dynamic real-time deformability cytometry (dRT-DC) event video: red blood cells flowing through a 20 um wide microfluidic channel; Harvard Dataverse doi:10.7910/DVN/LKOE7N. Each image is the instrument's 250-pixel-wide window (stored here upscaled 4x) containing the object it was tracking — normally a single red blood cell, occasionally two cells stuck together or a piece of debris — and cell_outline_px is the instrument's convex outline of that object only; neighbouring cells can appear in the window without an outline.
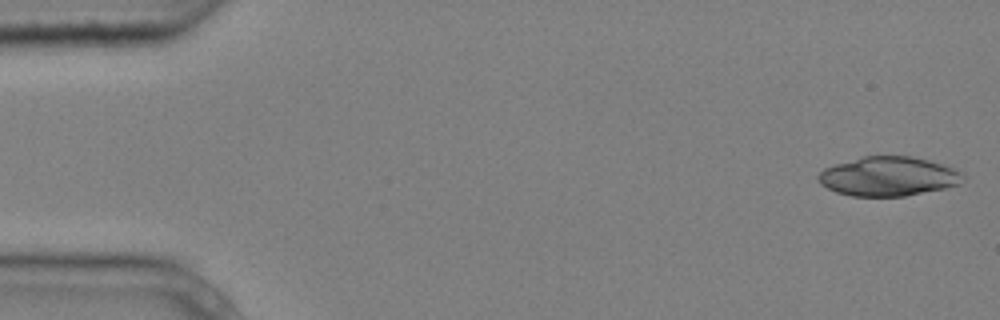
{"species": "common noctule bat (a hibernating species)", "species_latin": "Nyctalus noctula", "temperature_condition": "cold", "stored_images_in_passage": 5, "camera_frame_rate_fps": 3000, "um_per_image_px": 0.085, "animal": {"sex": "male", "body_mass_g": 20.4}, "frame": {"image": 1, "passage_image": 1, "time_ms": 0.0, "image_size_px": [1000, 320], "cell_outline_px": [[964, 176], [960, 184], [944, 188], [904, 196], [852, 196], [836, 192], [820, 184], [816, 176], [824, 168], [836, 164], [864, 156], [912, 156], [928, 160], [956, 168], [964, 172]], "centroid_in_image_um": [75.53, 14.99], "position_along_channel_um": 9.5, "area_um2": 33.12}}
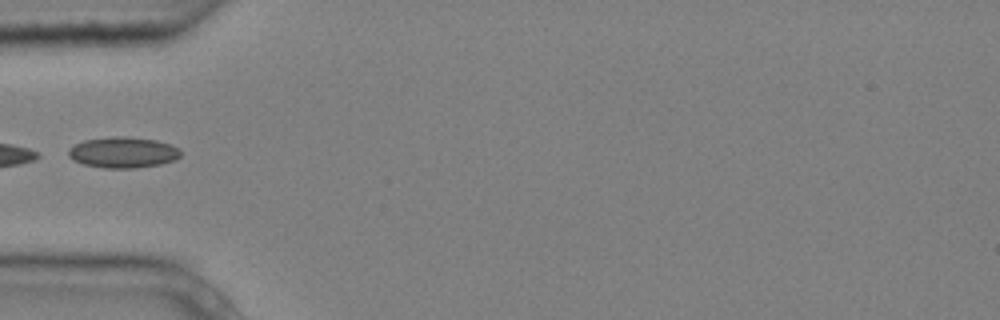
{"frame": {"image": 2, "passage_image": 5, "time_ms": 1.333, "image_size_px": [1000, 320], "cell_outline_px": [[180, 156], [176, 160], [160, 164], [136, 168], [104, 168], [84, 164], [72, 160], [68, 156], [68, 148], [84, 140], [112, 136], [124, 136], [156, 140], [172, 144], [180, 148]], "centroid_in_image_um": [10.47, 12.95], "position_along_channel_um": 74.5, "area_um2": 20.4}}